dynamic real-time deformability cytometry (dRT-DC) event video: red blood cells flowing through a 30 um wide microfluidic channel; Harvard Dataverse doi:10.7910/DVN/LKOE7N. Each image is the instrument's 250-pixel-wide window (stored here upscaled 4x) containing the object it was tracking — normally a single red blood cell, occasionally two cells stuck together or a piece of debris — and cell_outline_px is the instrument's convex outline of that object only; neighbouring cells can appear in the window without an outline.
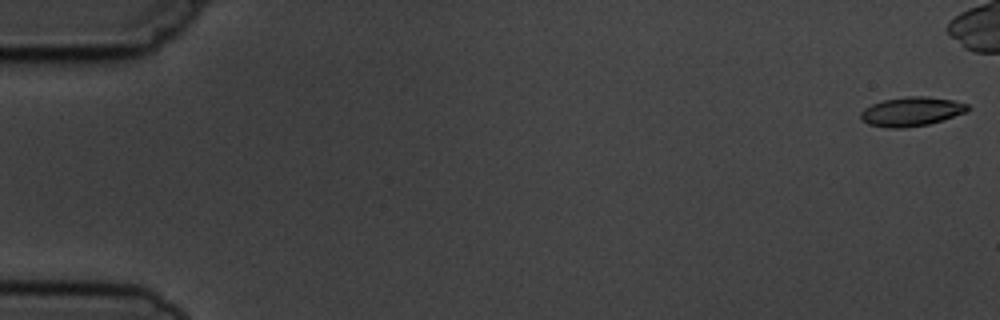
{"species": "common noctule bat (a hibernating species)", "species_latin": "Nyctalus noctula", "temperature_condition": "cold", "stored_images_in_passage": 6, "camera_frame_rate_fps": 3000, "um_per_image_px": 0.085, "animal": {"sex": "male", "body_mass_g": 19.5, "forearm_length_mm": 54.6}, "frame": {"image": 1, "passage_image": 1, "time_ms": 0.0, "image_size_px": [1000, 320], "cell_outline_px": [[972, 108], [968, 112], [928, 124], [904, 128], [888, 128], [868, 124], [860, 120], [860, 112], [864, 108], [872, 104], [884, 100], [908, 96], [928, 96], [952, 100], [968, 104]], "centroid_in_image_um": [77.48, 9.48], "position_along_channel_um": 7.5, "area_um2": 18.32}}